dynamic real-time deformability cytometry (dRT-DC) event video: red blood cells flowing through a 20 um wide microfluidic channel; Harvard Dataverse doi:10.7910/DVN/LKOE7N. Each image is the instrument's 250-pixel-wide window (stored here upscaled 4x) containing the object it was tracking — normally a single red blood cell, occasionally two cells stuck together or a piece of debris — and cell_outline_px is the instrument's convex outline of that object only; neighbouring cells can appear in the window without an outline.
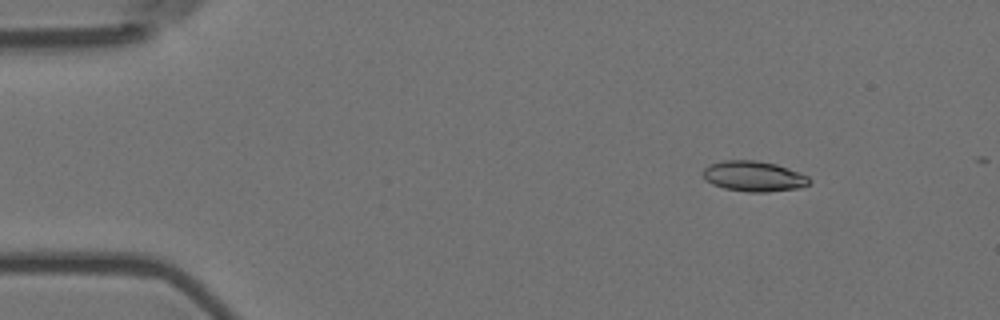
{"species": "Egyptian fruit bat (a non-hibernating species)", "species_latin": "Rousettus aegyptiacus", "temperature_condition": "room temperature", "stored_images_in_passage": 4, "camera_frame_rate_fps": 3000, "um_per_image_px": 0.085, "animal": {"sex": "female"}, "frame": {"image": 1, "passage_image": 2, "time_ms": 0.333, "image_size_px": [1000, 320], "cell_outline_px": [[812, 180], [808, 184], [800, 188], [768, 192], [748, 192], [724, 188], [712, 184], [704, 176], [704, 168], [708, 164], [724, 160], [756, 160], [776, 164], [800, 172], [808, 176]], "centroid_in_image_um": [64.1, 14.98], "position_along_channel_um": 20.9, "area_um2": 18.9}}